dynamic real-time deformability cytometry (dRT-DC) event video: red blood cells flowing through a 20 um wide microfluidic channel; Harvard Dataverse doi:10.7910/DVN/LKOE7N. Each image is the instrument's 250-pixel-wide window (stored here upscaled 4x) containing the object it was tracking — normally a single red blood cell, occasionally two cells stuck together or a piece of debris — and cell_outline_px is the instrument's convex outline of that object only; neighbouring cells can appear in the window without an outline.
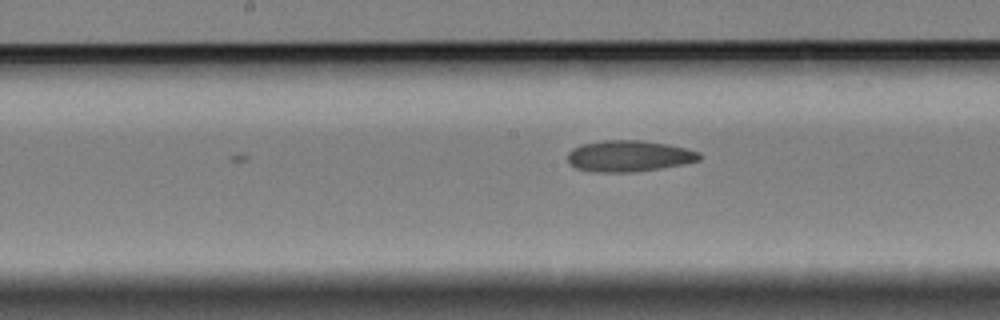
{"species": "Egyptian fruit bat (a non-hibernating species)", "species_latin": "Rousettus aegyptiacus", "temperature_condition": "cold", "stored_images_in_passage": 18, "camera_frame_rate_fps": 3000, "um_per_image_px": 0.085, "animal": {"sex": "female"}, "frame": {"image": 1, "passage_image": 18, "time_ms": 5.667, "image_size_px": [1000, 320], "cell_outline_px": [[700, 160], [684, 164], [636, 172], [592, 172], [576, 168], [568, 160], [568, 152], [572, 148], [580, 144], [604, 140], [640, 140], [668, 144], [700, 152]], "centroid_in_image_um": [53.44, 13.26], "position_along_channel_um": 194.8, "area_um2": 24.04}}